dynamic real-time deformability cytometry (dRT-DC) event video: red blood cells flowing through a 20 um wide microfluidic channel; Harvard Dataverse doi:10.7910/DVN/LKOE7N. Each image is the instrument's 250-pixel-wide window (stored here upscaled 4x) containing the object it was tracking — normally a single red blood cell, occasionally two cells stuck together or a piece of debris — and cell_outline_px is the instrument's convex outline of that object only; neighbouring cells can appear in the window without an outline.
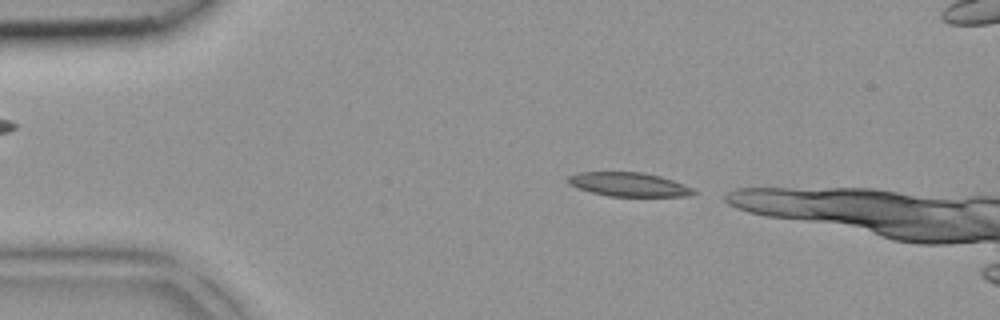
{"species": "common noctule bat (a hibernating species)", "species_latin": "Nyctalus noctula", "temperature_condition": "room temperature", "stored_images_in_passage": 5, "camera_frame_rate_fps": 3000, "um_per_image_px": 0.085, "animal": {"sex": "female", "body_mass_g": 18.4}, "frame": {"image": 1, "passage_image": 1, "time_ms": 0.0, "image_size_px": [1000, 320], "cell_outline_px": [[696, 192], [688, 196], [608, 196], [576, 188], [568, 184], [568, 176], [580, 172], [644, 172], [660, 176], [684, 184], [692, 188]], "centroid_in_image_um": [53.42, 15.67], "position_along_channel_um": 31.6, "area_um2": 17.46}}